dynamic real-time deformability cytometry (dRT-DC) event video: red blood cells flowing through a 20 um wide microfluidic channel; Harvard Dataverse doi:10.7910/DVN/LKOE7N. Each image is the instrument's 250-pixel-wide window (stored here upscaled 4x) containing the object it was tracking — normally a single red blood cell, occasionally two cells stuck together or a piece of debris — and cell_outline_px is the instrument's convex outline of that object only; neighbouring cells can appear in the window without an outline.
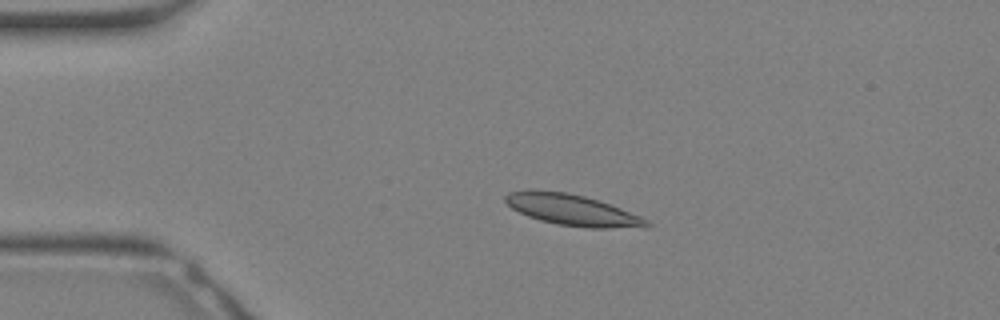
{"species": "Egyptian fruit bat (a non-hibernating species)", "species_latin": "Rousettus aegyptiacus", "temperature_condition": "warm", "stored_images_in_passage": 10, "camera_frame_rate_fps": 3000, "um_per_image_px": 0.085, "animal": {"sex": "female"}, "frame": {"image": 1, "passage_image": 5, "time_ms": 1.333, "image_size_px": [1000, 320], "cell_outline_px": [[652, 224], [644, 228], [588, 228], [556, 224], [540, 220], [528, 216], [512, 208], [504, 200], [504, 196], [508, 192], [528, 188], [532, 188], [568, 192], [584, 196], [644, 216]], "centroid_in_image_um": [48.65, 17.83], "position_along_channel_um": 36.4, "area_um2": 26.07}}
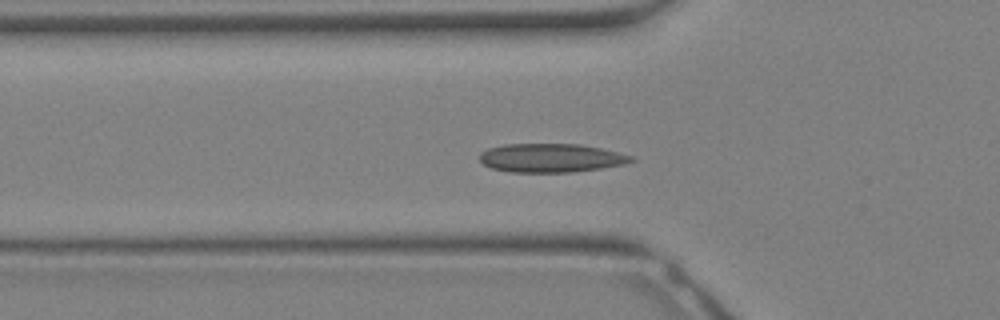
{"frame": {"image": 2, "passage_image": 9, "time_ms": 2.667, "image_size_px": [1000, 320], "cell_outline_px": [[636, 160], [624, 164], [600, 168], [572, 172], [508, 172], [492, 168], [484, 164], [480, 160], [480, 152], [488, 148], [504, 144], [580, 144], [600, 148], [636, 156]], "centroid_in_image_um": [46.85, 13.42], "position_along_channel_um": 79.0, "area_um2": 25.43}}